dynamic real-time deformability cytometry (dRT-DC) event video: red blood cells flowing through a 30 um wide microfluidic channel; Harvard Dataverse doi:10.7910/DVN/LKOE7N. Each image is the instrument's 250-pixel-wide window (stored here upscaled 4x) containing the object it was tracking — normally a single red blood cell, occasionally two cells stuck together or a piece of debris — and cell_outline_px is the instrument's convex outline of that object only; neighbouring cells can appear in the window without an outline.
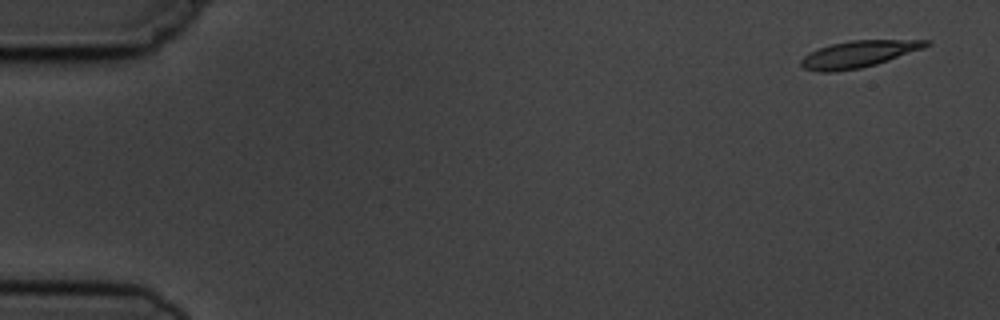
{"species": "common noctule bat (a hibernating species)", "species_latin": "Nyctalus noctula", "temperature_condition": "cold", "stored_images_in_passage": 4, "camera_frame_rate_fps": 3000, "um_per_image_px": 0.085, "animal": {"sex": "male", "body_mass_g": 19.5, "forearm_length_mm": 54.6}, "frame": {"image": 1, "passage_image": 1, "time_ms": 0.0, "image_size_px": [1000, 320], "cell_outline_px": [[932, 44], [924, 48], [876, 64], [860, 68], [836, 72], [820, 72], [804, 68], [800, 64], [800, 60], [804, 56], [820, 48], [832, 44], [848, 40], [932, 40]], "centroid_in_image_um": [73.0, 4.6], "position_along_channel_um": 12.0, "area_um2": 19.36}}
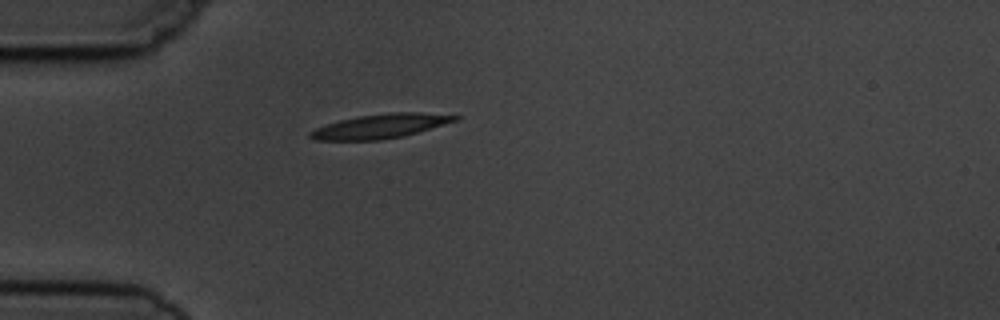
{"frame": {"image": 2, "passage_image": 4, "time_ms": 4.333, "image_size_px": [1000, 320], "cell_outline_px": [[460, 120], [404, 136], [380, 140], [312, 140], [308, 136], [308, 132], [316, 128], [340, 120], [356, 116], [388, 112], [420, 112], [460, 116]], "centroid_in_image_um": [32.35, 10.72], "position_along_channel_um": 52.7, "area_um2": 20.63}}